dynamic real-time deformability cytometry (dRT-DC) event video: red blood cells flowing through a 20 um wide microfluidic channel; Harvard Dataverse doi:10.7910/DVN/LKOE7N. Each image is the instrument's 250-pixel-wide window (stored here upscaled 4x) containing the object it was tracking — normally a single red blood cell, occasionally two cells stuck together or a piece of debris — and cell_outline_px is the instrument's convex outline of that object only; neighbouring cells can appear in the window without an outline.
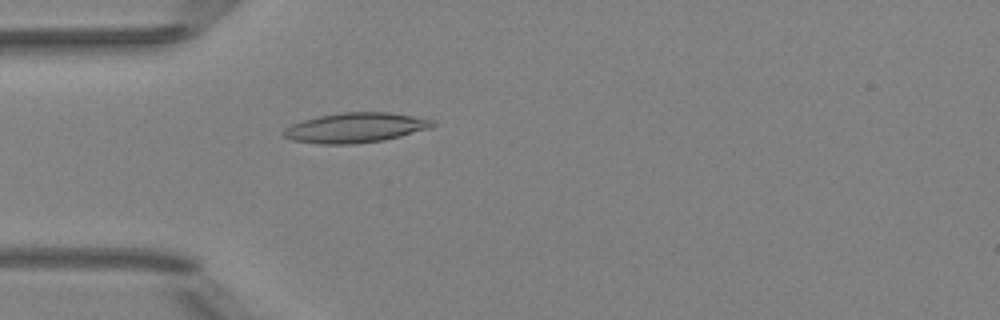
{"species": "Egyptian fruit bat (a non-hibernating species)", "species_latin": "Rousettus aegyptiacus", "temperature_condition": "room temperature", "stored_images_in_passage": 48, "camera_frame_rate_fps": 3000, "um_per_image_px": 0.085, "animal": {"sex": "female"}, "frame": {"image": 1, "passage_image": 12, "time_ms": 3.667, "image_size_px": [1000, 320], "cell_outline_px": [[436, 124], [432, 128], [384, 140], [352, 144], [320, 144], [292, 140], [284, 136], [280, 132], [284, 128], [292, 124], [304, 120], [320, 116], [344, 112], [388, 112], [412, 116], [432, 120]], "centroid_in_image_um": [30.2, 10.86], "position_along_channel_um": 54.8, "area_um2": 25.84}}
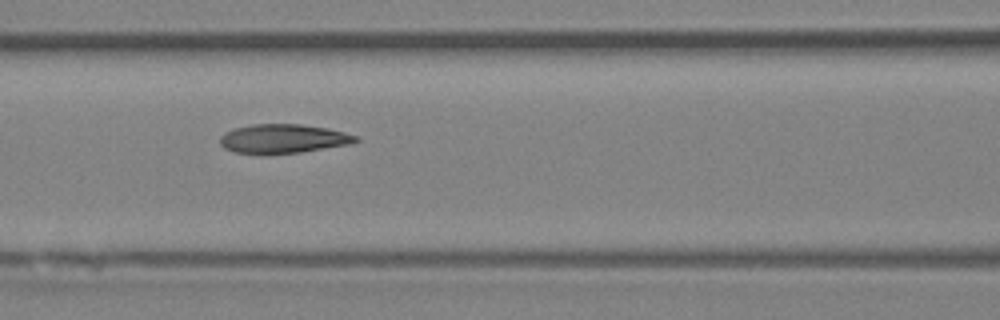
{"frame": {"image": 2, "passage_image": 19, "time_ms": 6.0, "image_size_px": [1000, 320], "cell_outline_px": [[360, 140], [352, 144], [300, 152], [264, 156], [260, 156], [232, 152], [224, 148], [220, 144], [220, 136], [224, 132], [236, 128], [252, 124], [300, 124], [328, 128], [360, 136]], "centroid_in_image_um": [24.05, 11.82], "position_along_channel_um": 142.5, "area_um2": 23.7}}
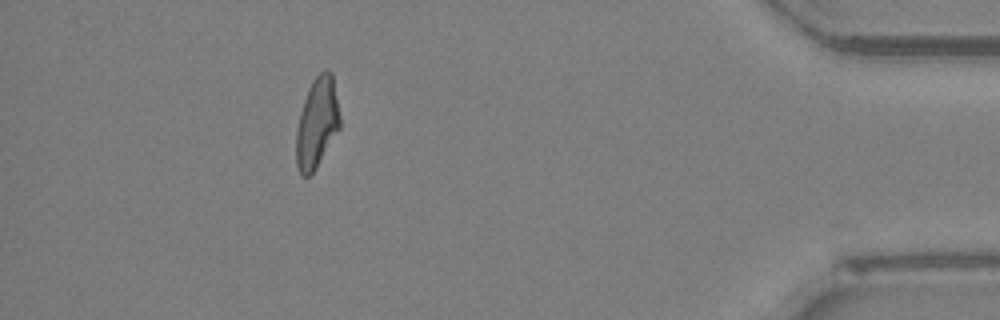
{"frame": {"image": 3, "passage_image": 43, "time_ms": 14.0, "image_size_px": [1000, 320], "cell_outline_px": [[340, 128], [316, 168], [308, 176], [304, 176], [300, 172], [296, 164], [296, 132], [300, 112], [308, 88], [312, 80], [324, 68], [328, 68], [332, 72], [340, 116]], "centroid_in_image_um": [26.95, 10.4], "position_along_channel_um": 408.3, "area_um2": 23.0}, "authors_computed_cell_mechanics": {"area_um2": 23.4668, "velocity_mm_per_s": 4.0176, "shape_relaxation_time_tau1_ms": 11.112, "shape_relaxation_time_tau2_ms": 2.0002, "deformation_change_tau1": 0.2739, "deformation_change_tau2": 0.093}}